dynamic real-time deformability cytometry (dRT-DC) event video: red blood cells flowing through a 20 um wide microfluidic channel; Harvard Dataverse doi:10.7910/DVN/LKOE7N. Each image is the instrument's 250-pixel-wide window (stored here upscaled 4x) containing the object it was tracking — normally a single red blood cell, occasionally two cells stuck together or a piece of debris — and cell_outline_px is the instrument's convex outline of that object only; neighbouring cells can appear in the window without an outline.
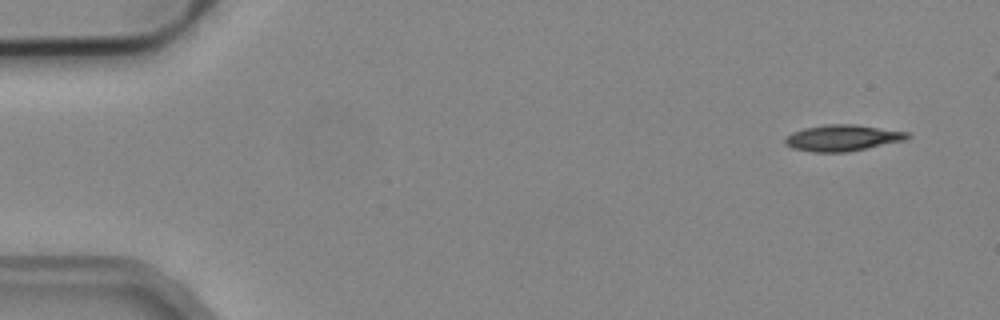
{"species": "common noctule bat (a hibernating species)", "species_latin": "Nyctalus noctula", "temperature_condition": "cold", "stored_images_in_passage": 6, "camera_frame_rate_fps": 3000, "um_per_image_px": 0.085, "animal": {"sex": "male", "body_mass_g": 19.2, "forearm_length_mm": 51.8}, "frame": {"image": 1, "passage_image": 1, "time_ms": 0.0, "image_size_px": [1000, 320], "cell_outline_px": [[912, 136], [904, 140], [848, 152], [812, 152], [792, 148], [784, 144], [784, 136], [792, 132], [804, 128], [828, 124], [856, 124], [908, 132]], "centroid_in_image_um": [71.57, 11.72], "position_along_channel_um": 13.4, "area_um2": 18.79}}